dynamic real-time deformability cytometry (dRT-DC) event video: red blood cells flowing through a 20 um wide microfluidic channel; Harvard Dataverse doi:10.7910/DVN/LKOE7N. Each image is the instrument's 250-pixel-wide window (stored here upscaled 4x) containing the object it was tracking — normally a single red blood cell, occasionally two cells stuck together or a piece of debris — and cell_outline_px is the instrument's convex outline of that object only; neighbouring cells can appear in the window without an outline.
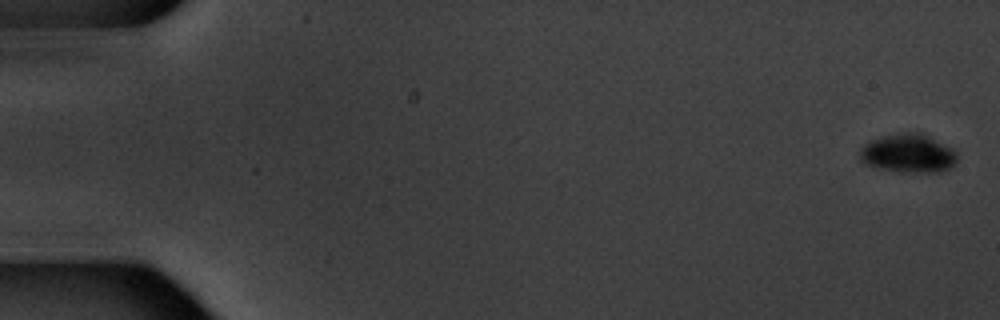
{"species": "common noctule bat (a hibernating species)", "species_latin": "Nyctalus noctula", "temperature_condition": "warm", "stored_images_in_passage": 6, "camera_frame_rate_fps": 3000, "um_per_image_px": 0.085, "animal": {"sex": "male", "body_mass_g": 20.1, "forearm_length_mm": 53.5}, "frame": {"image": 1, "passage_image": 1, "time_ms": 0.0, "image_size_px": [1000, 320], "cell_outline_px": [[956, 164], [940, 172], [904, 172], [884, 168], [868, 164], [860, 156], [860, 148], [864, 144], [872, 140], [884, 136], [900, 132], [920, 132], [952, 148], [956, 152]], "centroid_in_image_um": [77.24, 13.02], "position_along_channel_um": 7.8, "area_um2": 21.5}}
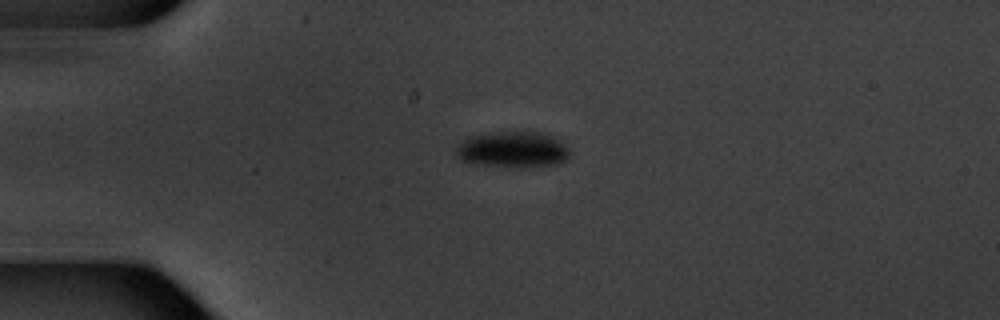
{"frame": {"image": 2, "passage_image": 5, "time_ms": 4.667, "image_size_px": [1000, 320], "cell_outline_px": [[568, 156], [560, 164], [524, 168], [480, 164], [460, 160], [456, 156], [456, 148], [464, 140], [472, 136], [488, 132], [544, 132], [560, 140], [568, 148]], "centroid_in_image_um": [43.61, 12.72], "position_along_channel_um": 41.4, "area_um2": 23.93}}